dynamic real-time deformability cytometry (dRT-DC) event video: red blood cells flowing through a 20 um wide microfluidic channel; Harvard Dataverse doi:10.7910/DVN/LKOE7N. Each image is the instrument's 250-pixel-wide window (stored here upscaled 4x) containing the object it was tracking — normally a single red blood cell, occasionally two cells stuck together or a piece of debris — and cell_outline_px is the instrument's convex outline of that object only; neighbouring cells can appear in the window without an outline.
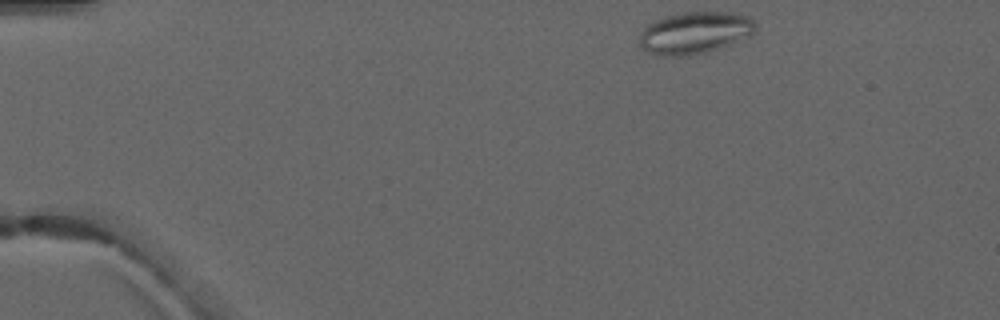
{"species": "common noctule bat (a hibernating species)", "species_latin": "Nyctalus noctula", "temperature_condition": "warm", "stored_images_in_passage": 3, "camera_frame_rate_fps": 3000, "um_per_image_px": 0.085, "animal": {"sex": "male", "forearm_length_mm": 52.5}, "frame": {"image": 1, "passage_image": 1, "time_ms": 0.0, "image_size_px": [1000, 320], "cell_outline_px": [[756, 32], [728, 44], [708, 52], [688, 56], [656, 56], [644, 48], [640, 44], [640, 32], [652, 20], [664, 16], [684, 12], [732, 12], [748, 16], [756, 24]], "centroid_in_image_um": [59.03, 2.78], "position_along_channel_um": 26.0, "area_um2": 28.44}}